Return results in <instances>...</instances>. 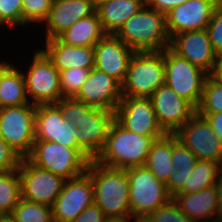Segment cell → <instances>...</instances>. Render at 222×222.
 Segmentation results:
<instances>
[{"instance_id": "cell-42", "label": "cell", "mask_w": 222, "mask_h": 222, "mask_svg": "<svg viewBox=\"0 0 222 222\" xmlns=\"http://www.w3.org/2000/svg\"><path fill=\"white\" fill-rule=\"evenodd\" d=\"M210 76L222 83V51L216 54L215 66Z\"/></svg>"}, {"instance_id": "cell-41", "label": "cell", "mask_w": 222, "mask_h": 222, "mask_svg": "<svg viewBox=\"0 0 222 222\" xmlns=\"http://www.w3.org/2000/svg\"><path fill=\"white\" fill-rule=\"evenodd\" d=\"M203 116L214 130V133L222 142V112L220 113H198Z\"/></svg>"}, {"instance_id": "cell-1", "label": "cell", "mask_w": 222, "mask_h": 222, "mask_svg": "<svg viewBox=\"0 0 222 222\" xmlns=\"http://www.w3.org/2000/svg\"><path fill=\"white\" fill-rule=\"evenodd\" d=\"M55 105L62 117L77 128L78 147L95 160L105 146L115 113L87 106L73 97H63Z\"/></svg>"}, {"instance_id": "cell-12", "label": "cell", "mask_w": 222, "mask_h": 222, "mask_svg": "<svg viewBox=\"0 0 222 222\" xmlns=\"http://www.w3.org/2000/svg\"><path fill=\"white\" fill-rule=\"evenodd\" d=\"M18 173L22 199L49 207L53 206L66 181L61 176L33 165L26 158H23Z\"/></svg>"}, {"instance_id": "cell-9", "label": "cell", "mask_w": 222, "mask_h": 222, "mask_svg": "<svg viewBox=\"0 0 222 222\" xmlns=\"http://www.w3.org/2000/svg\"><path fill=\"white\" fill-rule=\"evenodd\" d=\"M164 64V84L197 109L209 74L191 64L187 59L178 56L170 48L164 50Z\"/></svg>"}, {"instance_id": "cell-34", "label": "cell", "mask_w": 222, "mask_h": 222, "mask_svg": "<svg viewBox=\"0 0 222 222\" xmlns=\"http://www.w3.org/2000/svg\"><path fill=\"white\" fill-rule=\"evenodd\" d=\"M24 26L41 24L47 19L53 0H22Z\"/></svg>"}, {"instance_id": "cell-15", "label": "cell", "mask_w": 222, "mask_h": 222, "mask_svg": "<svg viewBox=\"0 0 222 222\" xmlns=\"http://www.w3.org/2000/svg\"><path fill=\"white\" fill-rule=\"evenodd\" d=\"M149 98L157 121L167 134L176 133L197 112L189 101L165 84Z\"/></svg>"}, {"instance_id": "cell-23", "label": "cell", "mask_w": 222, "mask_h": 222, "mask_svg": "<svg viewBox=\"0 0 222 222\" xmlns=\"http://www.w3.org/2000/svg\"><path fill=\"white\" fill-rule=\"evenodd\" d=\"M218 184L192 193H177L172 199L193 222H210L217 216Z\"/></svg>"}, {"instance_id": "cell-8", "label": "cell", "mask_w": 222, "mask_h": 222, "mask_svg": "<svg viewBox=\"0 0 222 222\" xmlns=\"http://www.w3.org/2000/svg\"><path fill=\"white\" fill-rule=\"evenodd\" d=\"M32 53V61L23 71L29 101L36 106L56 104L63 98L59 70L41 49Z\"/></svg>"}, {"instance_id": "cell-3", "label": "cell", "mask_w": 222, "mask_h": 222, "mask_svg": "<svg viewBox=\"0 0 222 222\" xmlns=\"http://www.w3.org/2000/svg\"><path fill=\"white\" fill-rule=\"evenodd\" d=\"M162 137H145L126 130L116 120L110 126L104 148L95 161L111 168L144 166L152 143Z\"/></svg>"}, {"instance_id": "cell-16", "label": "cell", "mask_w": 222, "mask_h": 222, "mask_svg": "<svg viewBox=\"0 0 222 222\" xmlns=\"http://www.w3.org/2000/svg\"><path fill=\"white\" fill-rule=\"evenodd\" d=\"M77 128L65 120L55 104L37 105L35 111V140L53 141L69 148H79Z\"/></svg>"}, {"instance_id": "cell-29", "label": "cell", "mask_w": 222, "mask_h": 222, "mask_svg": "<svg viewBox=\"0 0 222 222\" xmlns=\"http://www.w3.org/2000/svg\"><path fill=\"white\" fill-rule=\"evenodd\" d=\"M222 180L220 164L214 161L197 160L188 182L178 193L198 192L217 185Z\"/></svg>"}, {"instance_id": "cell-13", "label": "cell", "mask_w": 222, "mask_h": 222, "mask_svg": "<svg viewBox=\"0 0 222 222\" xmlns=\"http://www.w3.org/2000/svg\"><path fill=\"white\" fill-rule=\"evenodd\" d=\"M94 203V186L90 175L84 174L65 181L52 208L54 222H73L85 208Z\"/></svg>"}, {"instance_id": "cell-40", "label": "cell", "mask_w": 222, "mask_h": 222, "mask_svg": "<svg viewBox=\"0 0 222 222\" xmlns=\"http://www.w3.org/2000/svg\"><path fill=\"white\" fill-rule=\"evenodd\" d=\"M188 0H146V4L157 12L166 14L171 9L185 3Z\"/></svg>"}, {"instance_id": "cell-45", "label": "cell", "mask_w": 222, "mask_h": 222, "mask_svg": "<svg viewBox=\"0 0 222 222\" xmlns=\"http://www.w3.org/2000/svg\"><path fill=\"white\" fill-rule=\"evenodd\" d=\"M11 62L8 63L7 60H2V57L0 59V74L1 72L10 64Z\"/></svg>"}, {"instance_id": "cell-11", "label": "cell", "mask_w": 222, "mask_h": 222, "mask_svg": "<svg viewBox=\"0 0 222 222\" xmlns=\"http://www.w3.org/2000/svg\"><path fill=\"white\" fill-rule=\"evenodd\" d=\"M115 120L126 130L145 137H163L150 98L123 96L115 110Z\"/></svg>"}, {"instance_id": "cell-6", "label": "cell", "mask_w": 222, "mask_h": 222, "mask_svg": "<svg viewBox=\"0 0 222 222\" xmlns=\"http://www.w3.org/2000/svg\"><path fill=\"white\" fill-rule=\"evenodd\" d=\"M164 83V50L135 52L122 84V96L149 98Z\"/></svg>"}, {"instance_id": "cell-10", "label": "cell", "mask_w": 222, "mask_h": 222, "mask_svg": "<svg viewBox=\"0 0 222 222\" xmlns=\"http://www.w3.org/2000/svg\"><path fill=\"white\" fill-rule=\"evenodd\" d=\"M35 111L31 103L0 108V136L23 158L35 142Z\"/></svg>"}, {"instance_id": "cell-2", "label": "cell", "mask_w": 222, "mask_h": 222, "mask_svg": "<svg viewBox=\"0 0 222 222\" xmlns=\"http://www.w3.org/2000/svg\"><path fill=\"white\" fill-rule=\"evenodd\" d=\"M86 172L94 186V203L106 218H132L129 202V181L126 170L104 166L95 160Z\"/></svg>"}, {"instance_id": "cell-19", "label": "cell", "mask_w": 222, "mask_h": 222, "mask_svg": "<svg viewBox=\"0 0 222 222\" xmlns=\"http://www.w3.org/2000/svg\"><path fill=\"white\" fill-rule=\"evenodd\" d=\"M95 68L123 84L135 51L114 34H106L95 46Z\"/></svg>"}, {"instance_id": "cell-25", "label": "cell", "mask_w": 222, "mask_h": 222, "mask_svg": "<svg viewBox=\"0 0 222 222\" xmlns=\"http://www.w3.org/2000/svg\"><path fill=\"white\" fill-rule=\"evenodd\" d=\"M197 162L196 156L172 134V173L166 184L167 191L171 197L175 196L188 182L189 175Z\"/></svg>"}, {"instance_id": "cell-36", "label": "cell", "mask_w": 222, "mask_h": 222, "mask_svg": "<svg viewBox=\"0 0 222 222\" xmlns=\"http://www.w3.org/2000/svg\"><path fill=\"white\" fill-rule=\"evenodd\" d=\"M146 218L151 222H193L180 210L173 199L151 212Z\"/></svg>"}, {"instance_id": "cell-14", "label": "cell", "mask_w": 222, "mask_h": 222, "mask_svg": "<svg viewBox=\"0 0 222 222\" xmlns=\"http://www.w3.org/2000/svg\"><path fill=\"white\" fill-rule=\"evenodd\" d=\"M197 158L220 164L222 142L214 133L208 121L197 112L174 133Z\"/></svg>"}, {"instance_id": "cell-27", "label": "cell", "mask_w": 222, "mask_h": 222, "mask_svg": "<svg viewBox=\"0 0 222 222\" xmlns=\"http://www.w3.org/2000/svg\"><path fill=\"white\" fill-rule=\"evenodd\" d=\"M30 104L22 69L9 64L0 74V108Z\"/></svg>"}, {"instance_id": "cell-49", "label": "cell", "mask_w": 222, "mask_h": 222, "mask_svg": "<svg viewBox=\"0 0 222 222\" xmlns=\"http://www.w3.org/2000/svg\"><path fill=\"white\" fill-rule=\"evenodd\" d=\"M103 1H106V0H95V3L103 2Z\"/></svg>"}, {"instance_id": "cell-24", "label": "cell", "mask_w": 222, "mask_h": 222, "mask_svg": "<svg viewBox=\"0 0 222 222\" xmlns=\"http://www.w3.org/2000/svg\"><path fill=\"white\" fill-rule=\"evenodd\" d=\"M145 4L146 0H106L96 3V12L104 33L115 35Z\"/></svg>"}, {"instance_id": "cell-26", "label": "cell", "mask_w": 222, "mask_h": 222, "mask_svg": "<svg viewBox=\"0 0 222 222\" xmlns=\"http://www.w3.org/2000/svg\"><path fill=\"white\" fill-rule=\"evenodd\" d=\"M105 35L95 12L73 23L58 39L64 44L94 47Z\"/></svg>"}, {"instance_id": "cell-37", "label": "cell", "mask_w": 222, "mask_h": 222, "mask_svg": "<svg viewBox=\"0 0 222 222\" xmlns=\"http://www.w3.org/2000/svg\"><path fill=\"white\" fill-rule=\"evenodd\" d=\"M23 157L0 136V172L16 171Z\"/></svg>"}, {"instance_id": "cell-5", "label": "cell", "mask_w": 222, "mask_h": 222, "mask_svg": "<svg viewBox=\"0 0 222 222\" xmlns=\"http://www.w3.org/2000/svg\"><path fill=\"white\" fill-rule=\"evenodd\" d=\"M26 159L40 169L65 180L84 174L91 159L80 148H69L53 141L35 140Z\"/></svg>"}, {"instance_id": "cell-4", "label": "cell", "mask_w": 222, "mask_h": 222, "mask_svg": "<svg viewBox=\"0 0 222 222\" xmlns=\"http://www.w3.org/2000/svg\"><path fill=\"white\" fill-rule=\"evenodd\" d=\"M135 52H159L170 47L165 14L145 4L115 34Z\"/></svg>"}, {"instance_id": "cell-39", "label": "cell", "mask_w": 222, "mask_h": 222, "mask_svg": "<svg viewBox=\"0 0 222 222\" xmlns=\"http://www.w3.org/2000/svg\"><path fill=\"white\" fill-rule=\"evenodd\" d=\"M102 210L93 203L83 210V212L73 222H105Z\"/></svg>"}, {"instance_id": "cell-46", "label": "cell", "mask_w": 222, "mask_h": 222, "mask_svg": "<svg viewBox=\"0 0 222 222\" xmlns=\"http://www.w3.org/2000/svg\"><path fill=\"white\" fill-rule=\"evenodd\" d=\"M132 219H133L132 222H151V221H149V219L146 218V217H136V218H132Z\"/></svg>"}, {"instance_id": "cell-32", "label": "cell", "mask_w": 222, "mask_h": 222, "mask_svg": "<svg viewBox=\"0 0 222 222\" xmlns=\"http://www.w3.org/2000/svg\"><path fill=\"white\" fill-rule=\"evenodd\" d=\"M220 112H222V83L209 75L204 85L203 96L197 113Z\"/></svg>"}, {"instance_id": "cell-44", "label": "cell", "mask_w": 222, "mask_h": 222, "mask_svg": "<svg viewBox=\"0 0 222 222\" xmlns=\"http://www.w3.org/2000/svg\"><path fill=\"white\" fill-rule=\"evenodd\" d=\"M132 222V218H122V219H112V218H107L105 222Z\"/></svg>"}, {"instance_id": "cell-47", "label": "cell", "mask_w": 222, "mask_h": 222, "mask_svg": "<svg viewBox=\"0 0 222 222\" xmlns=\"http://www.w3.org/2000/svg\"><path fill=\"white\" fill-rule=\"evenodd\" d=\"M210 222H222V218L219 216H216L215 218H213Z\"/></svg>"}, {"instance_id": "cell-50", "label": "cell", "mask_w": 222, "mask_h": 222, "mask_svg": "<svg viewBox=\"0 0 222 222\" xmlns=\"http://www.w3.org/2000/svg\"><path fill=\"white\" fill-rule=\"evenodd\" d=\"M220 168H221V173H222V159L220 161Z\"/></svg>"}, {"instance_id": "cell-31", "label": "cell", "mask_w": 222, "mask_h": 222, "mask_svg": "<svg viewBox=\"0 0 222 222\" xmlns=\"http://www.w3.org/2000/svg\"><path fill=\"white\" fill-rule=\"evenodd\" d=\"M8 220L10 222H54L51 207L22 198Z\"/></svg>"}, {"instance_id": "cell-43", "label": "cell", "mask_w": 222, "mask_h": 222, "mask_svg": "<svg viewBox=\"0 0 222 222\" xmlns=\"http://www.w3.org/2000/svg\"><path fill=\"white\" fill-rule=\"evenodd\" d=\"M218 206H217V216L222 218V180L218 183Z\"/></svg>"}, {"instance_id": "cell-48", "label": "cell", "mask_w": 222, "mask_h": 222, "mask_svg": "<svg viewBox=\"0 0 222 222\" xmlns=\"http://www.w3.org/2000/svg\"><path fill=\"white\" fill-rule=\"evenodd\" d=\"M0 222H10V221L8 220V218H3V219H0Z\"/></svg>"}, {"instance_id": "cell-20", "label": "cell", "mask_w": 222, "mask_h": 222, "mask_svg": "<svg viewBox=\"0 0 222 222\" xmlns=\"http://www.w3.org/2000/svg\"><path fill=\"white\" fill-rule=\"evenodd\" d=\"M178 56L201 68L207 74L213 72L216 53L211 47L206 29L178 33L171 38L169 47Z\"/></svg>"}, {"instance_id": "cell-35", "label": "cell", "mask_w": 222, "mask_h": 222, "mask_svg": "<svg viewBox=\"0 0 222 222\" xmlns=\"http://www.w3.org/2000/svg\"><path fill=\"white\" fill-rule=\"evenodd\" d=\"M22 0H0V25L3 27L24 26Z\"/></svg>"}, {"instance_id": "cell-28", "label": "cell", "mask_w": 222, "mask_h": 222, "mask_svg": "<svg viewBox=\"0 0 222 222\" xmlns=\"http://www.w3.org/2000/svg\"><path fill=\"white\" fill-rule=\"evenodd\" d=\"M171 156L172 134H166L152 143L144 164L165 185L172 173Z\"/></svg>"}, {"instance_id": "cell-22", "label": "cell", "mask_w": 222, "mask_h": 222, "mask_svg": "<svg viewBox=\"0 0 222 222\" xmlns=\"http://www.w3.org/2000/svg\"><path fill=\"white\" fill-rule=\"evenodd\" d=\"M44 43L40 49L59 71L79 67L92 69L95 66L94 47L64 44L58 38L45 40Z\"/></svg>"}, {"instance_id": "cell-33", "label": "cell", "mask_w": 222, "mask_h": 222, "mask_svg": "<svg viewBox=\"0 0 222 222\" xmlns=\"http://www.w3.org/2000/svg\"><path fill=\"white\" fill-rule=\"evenodd\" d=\"M91 69L70 68L59 71L60 89L63 97H75L88 78Z\"/></svg>"}, {"instance_id": "cell-30", "label": "cell", "mask_w": 222, "mask_h": 222, "mask_svg": "<svg viewBox=\"0 0 222 222\" xmlns=\"http://www.w3.org/2000/svg\"><path fill=\"white\" fill-rule=\"evenodd\" d=\"M21 198V179L18 170L0 172V219L8 218Z\"/></svg>"}, {"instance_id": "cell-7", "label": "cell", "mask_w": 222, "mask_h": 222, "mask_svg": "<svg viewBox=\"0 0 222 222\" xmlns=\"http://www.w3.org/2000/svg\"><path fill=\"white\" fill-rule=\"evenodd\" d=\"M129 181V202L132 218L147 217L172 197L166 185L146 167L125 169Z\"/></svg>"}, {"instance_id": "cell-38", "label": "cell", "mask_w": 222, "mask_h": 222, "mask_svg": "<svg viewBox=\"0 0 222 222\" xmlns=\"http://www.w3.org/2000/svg\"><path fill=\"white\" fill-rule=\"evenodd\" d=\"M213 51H222V2L215 8L212 18L206 27Z\"/></svg>"}, {"instance_id": "cell-17", "label": "cell", "mask_w": 222, "mask_h": 222, "mask_svg": "<svg viewBox=\"0 0 222 222\" xmlns=\"http://www.w3.org/2000/svg\"><path fill=\"white\" fill-rule=\"evenodd\" d=\"M122 97V85L94 67L74 98L87 106L115 112Z\"/></svg>"}, {"instance_id": "cell-21", "label": "cell", "mask_w": 222, "mask_h": 222, "mask_svg": "<svg viewBox=\"0 0 222 222\" xmlns=\"http://www.w3.org/2000/svg\"><path fill=\"white\" fill-rule=\"evenodd\" d=\"M96 12L95 0H53L47 19L45 40L58 38L76 21Z\"/></svg>"}, {"instance_id": "cell-18", "label": "cell", "mask_w": 222, "mask_h": 222, "mask_svg": "<svg viewBox=\"0 0 222 222\" xmlns=\"http://www.w3.org/2000/svg\"><path fill=\"white\" fill-rule=\"evenodd\" d=\"M219 0H188L165 14L167 31L172 38L183 32L206 29Z\"/></svg>"}]
</instances>
